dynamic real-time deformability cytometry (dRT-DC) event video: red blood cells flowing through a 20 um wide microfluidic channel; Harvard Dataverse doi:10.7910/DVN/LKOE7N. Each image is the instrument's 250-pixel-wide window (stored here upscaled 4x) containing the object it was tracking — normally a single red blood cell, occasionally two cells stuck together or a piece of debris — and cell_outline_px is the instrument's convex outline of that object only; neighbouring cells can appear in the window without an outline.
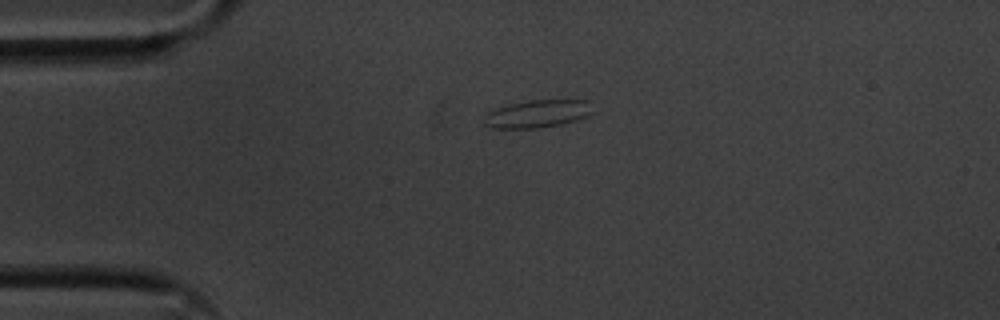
{"species": "common noctule bat (a hibernating species)", "species_latin": "Nyctalus noctula", "temperature_condition": "cold", "stored_images_in_passage": 22, "camera_frame_rate_fps": 3000, "um_per_image_px": 0.085, "animal": {"sex": "male", "body_mass_g": 20.1, "forearm_length_mm": 53.5}, "frame": {"image": 1, "passage_image": 1, "time_ms": 0.0, "image_size_px": [1000, 320], "cell_outline_px": [[592, 112], [588, 116], [576, 120], [560, 124], [540, 128], [492, 128], [484, 124], [488, 112], [496, 108], [528, 100], [588, 100]], "centroid_in_image_um": [45.7, 9.67], "position_along_channel_um": 39.3, "area_um2": 17.28}}
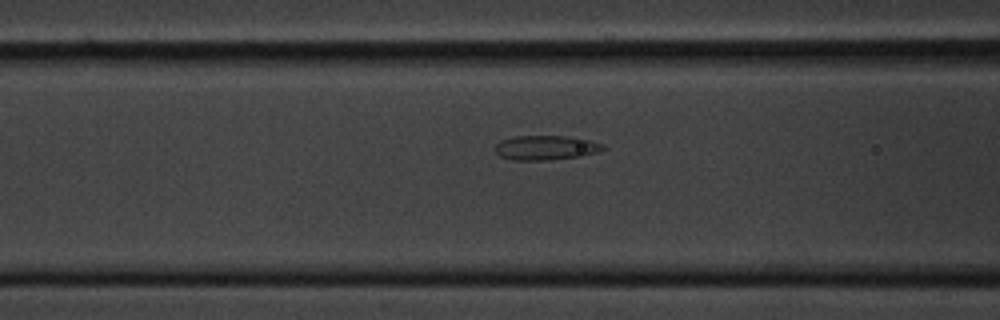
{"frame": {"image": 2, "passage_image": 10, "time_ms": 3.0, "image_size_px": [1000, 320], "cell_outline_px": [[608, 148], [596, 152], [580, 156], [548, 160], [512, 160], [500, 156], [492, 148], [500, 140], [512, 136], [564, 136], [592, 140], [604, 144]], "centroid_in_image_um": [46.37, 12.55], "position_along_channel_um": 120.2, "area_um2": 15.61}}
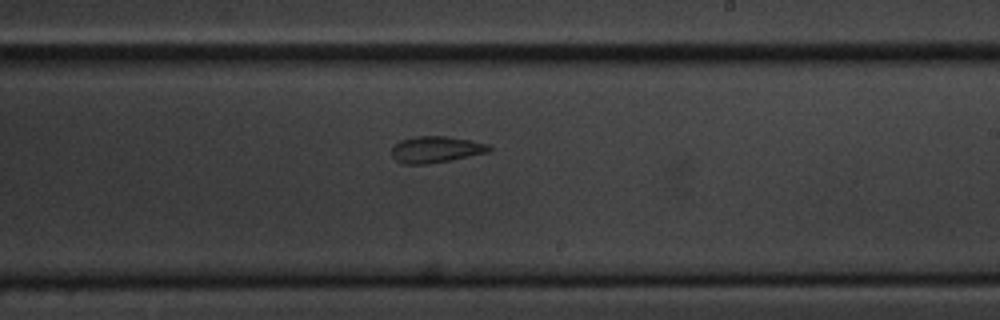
{"frame": {"image": 3, "passage_image": 21, "time_ms": 6.667, "image_size_px": [1000, 320], "cell_outline_px": [[492, 152], [428, 164], [404, 164], [396, 160], [392, 156], [392, 148], [400, 140], [416, 136], [444, 136], [468, 140], [488, 144], [492, 148]], "centroid_in_image_um": [37.07, 12.71], "position_along_channel_um": 251.9, "area_um2": 14.97}}